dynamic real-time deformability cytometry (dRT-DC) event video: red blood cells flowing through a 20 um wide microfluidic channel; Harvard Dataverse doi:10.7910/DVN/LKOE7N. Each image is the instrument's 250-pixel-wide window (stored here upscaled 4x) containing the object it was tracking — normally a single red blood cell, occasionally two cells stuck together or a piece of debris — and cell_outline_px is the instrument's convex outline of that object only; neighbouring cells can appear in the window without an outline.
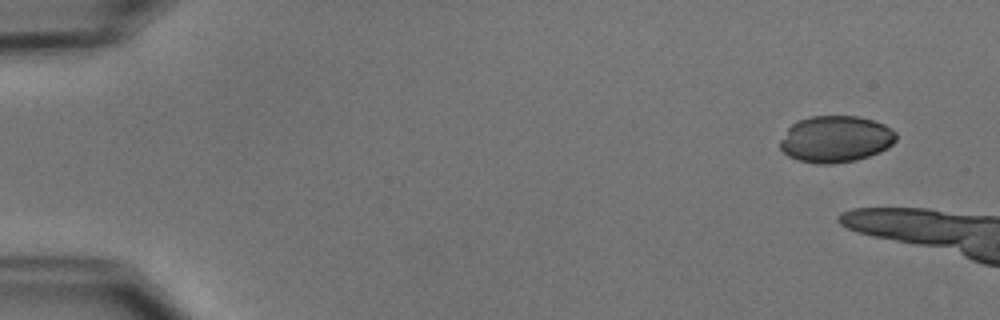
{"species": "common noctule bat (a hibernating species)", "species_latin": "Nyctalus noctula", "temperature_condition": "cold", "stored_images_in_passage": 2, "camera_frame_rate_fps": 3000, "um_per_image_px": 0.085, "animal": {"sex": "male", "body_mass_g": 15.6}, "frame": {"image": 1, "passage_image": 1, "time_ms": 0.0, "image_size_px": [1000, 320], "cell_outline_px": [[896, 140], [892, 144], [880, 152], [856, 160], [832, 164], [820, 164], [796, 160], [788, 156], [780, 148], [780, 140], [788, 128], [792, 124], [800, 120], [812, 116], [856, 116], [872, 120], [884, 124], [892, 128], [896, 132]], "centroid_in_image_um": [71.03, 11.83], "position_along_channel_um": 14.0, "area_um2": 31.5}}